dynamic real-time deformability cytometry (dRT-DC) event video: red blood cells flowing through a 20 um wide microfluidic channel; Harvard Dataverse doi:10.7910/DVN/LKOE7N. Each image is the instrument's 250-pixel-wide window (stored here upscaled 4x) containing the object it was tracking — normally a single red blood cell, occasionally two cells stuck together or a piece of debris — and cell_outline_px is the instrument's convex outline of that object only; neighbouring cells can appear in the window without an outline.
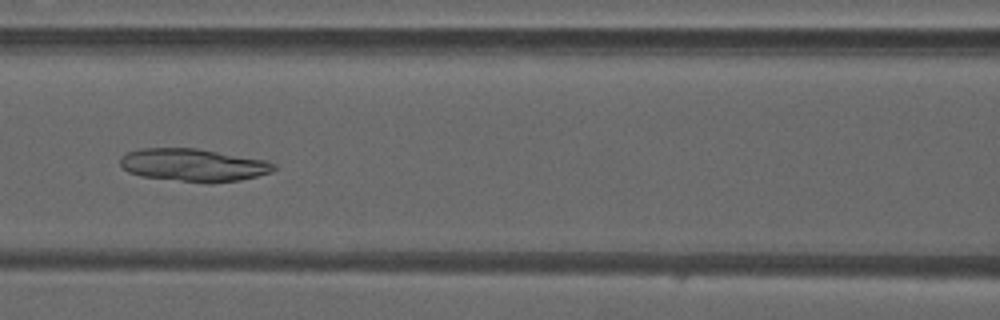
{"species": "common noctule bat (a hibernating species)", "species_latin": "Nyctalus noctula", "temperature_condition": "warm", "stored_images_in_passage": 37, "camera_frame_rate_fps": 3000, "um_per_image_px": 0.085, "animal": {"sex": "male", "forearm_length_mm": 52.5}, "frame": {"image": 1, "passage_image": 9, "time_ms": 2.667, "image_size_px": [1000, 320], "cell_outline_px": [[276, 168], [272, 172], [240, 180], [212, 184], [208, 184], [140, 176], [128, 172], [120, 164], [120, 156], [128, 152], [140, 148], [196, 148], [268, 160], [276, 164]], "centroid_in_image_um": [16.46, 14.03], "position_along_channel_um": 150.1, "area_um2": 29.71}}
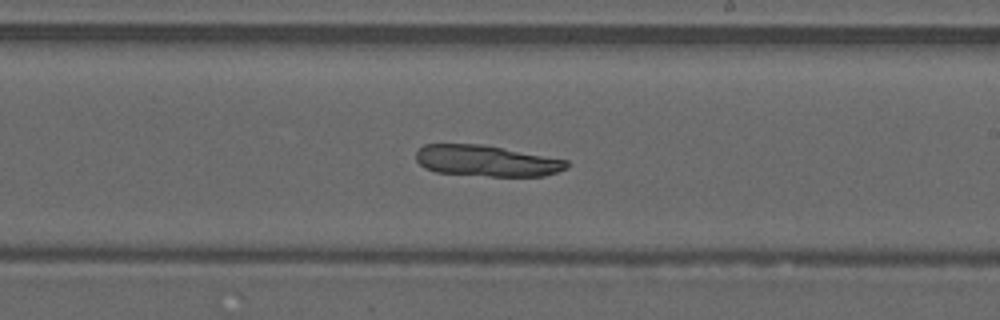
{"frame": {"image": 2, "passage_image": 16, "time_ms": 5.0, "image_size_px": [1000, 320], "cell_outline_px": [[568, 168], [544, 176], [488, 176], [436, 172], [424, 168], [416, 160], [416, 152], [424, 144], [484, 144], [568, 160]], "centroid_in_image_um": [41.35, 13.67], "position_along_channel_um": 247.6, "area_um2": 27.4}}
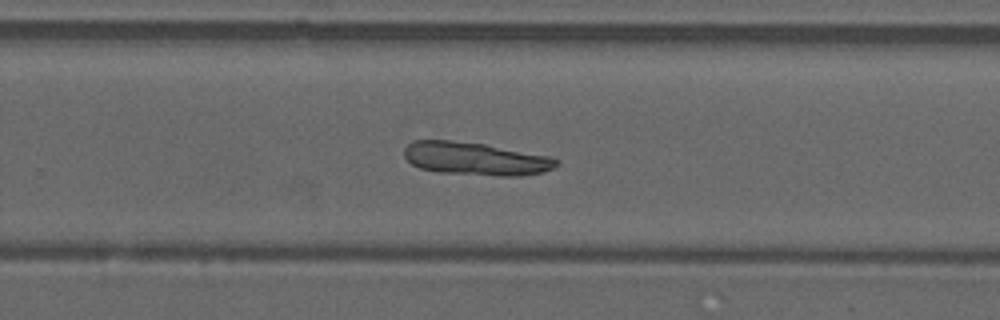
{"frame": {"image": 3, "passage_image": 19, "time_ms": 6.0, "image_size_px": [1000, 320], "cell_outline_px": [[560, 160], [552, 168], [544, 172], [520, 176], [496, 176], [436, 172], [420, 168], [412, 164], [404, 156], [404, 148], [412, 140], [452, 140], [484, 144], [552, 156]], "centroid_in_image_um": [40.42, 13.49], "position_along_channel_um": 289.4, "area_um2": 29.48}, "authors_computed_cell_mechanics": {"area_um2": 29.4202, "velocity_mm_per_s": 4.1876, "shape_relaxation_time_tau1_ms": 0.8379, "shape_relaxation_time_tau2_ms": null, "deformation_change_tau1": null, "deformation_change_tau2": null}}